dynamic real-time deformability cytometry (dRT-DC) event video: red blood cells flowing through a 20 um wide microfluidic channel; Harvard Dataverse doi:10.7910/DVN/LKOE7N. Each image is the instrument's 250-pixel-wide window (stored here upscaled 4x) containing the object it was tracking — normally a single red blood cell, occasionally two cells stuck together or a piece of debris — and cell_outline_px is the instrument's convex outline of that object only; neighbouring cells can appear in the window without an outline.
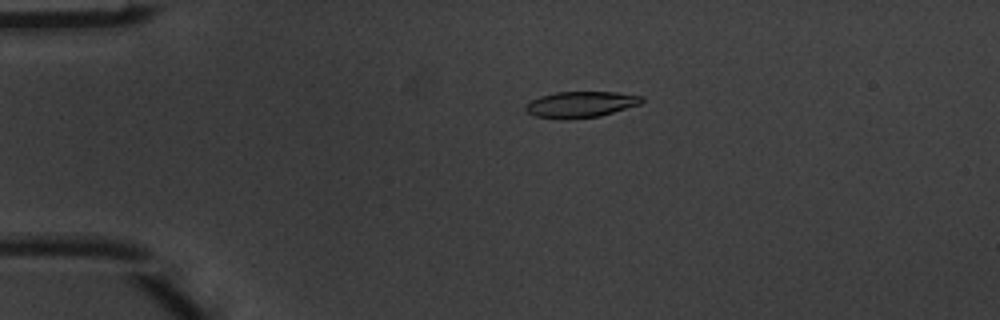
{"species": "common noctule bat (a hibernating species)", "species_latin": "Nyctalus noctula", "temperature_condition": "warm", "stored_images_in_passage": 4, "camera_frame_rate_fps": 3000, "um_per_image_px": 0.085, "animal": {"sex": "male", "body_mass_g": 20.1, "forearm_length_mm": 53.5}, "frame": {"image": 1, "passage_image": 3, "time_ms": 0.667, "image_size_px": [1000, 320], "cell_outline_px": [[644, 100], [640, 104], [600, 116], [568, 120], [560, 120], [536, 116], [528, 112], [524, 108], [532, 100], [540, 96], [556, 92], [616, 92], [644, 96]], "centroid_in_image_um": [49.38, 8.88], "position_along_channel_um": 35.6, "area_um2": 17.74}}